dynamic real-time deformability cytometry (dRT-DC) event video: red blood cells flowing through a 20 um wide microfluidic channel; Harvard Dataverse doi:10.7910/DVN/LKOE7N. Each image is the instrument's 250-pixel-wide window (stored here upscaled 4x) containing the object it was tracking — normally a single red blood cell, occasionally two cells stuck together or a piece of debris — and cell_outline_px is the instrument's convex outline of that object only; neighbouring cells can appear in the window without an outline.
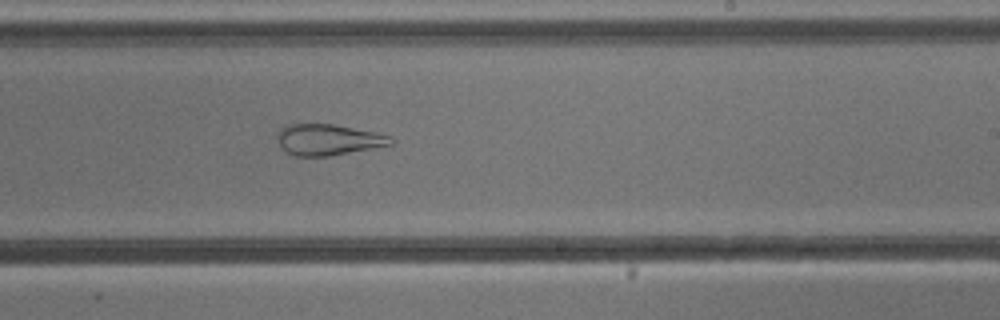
{"species": "common noctule bat (a hibernating species)", "species_latin": "Nyctalus noctula", "temperature_condition": "cold", "stored_images_in_passage": 44, "camera_frame_rate_fps": 3000, "um_per_image_px": 0.085, "animal": {"sex": "male", "body_mass_g": 13.3}, "frame": {"image": 1, "passage_image": 24, "time_ms": 7.667, "image_size_px": [1000, 320], "cell_outline_px": [[392, 144], [328, 156], [296, 156], [288, 152], [280, 144], [276, 136], [288, 124], [332, 124], [376, 132], [388, 136], [392, 140]], "centroid_in_image_um": [27.88, 11.87], "position_along_channel_um": 261.1, "area_um2": 19.94}}
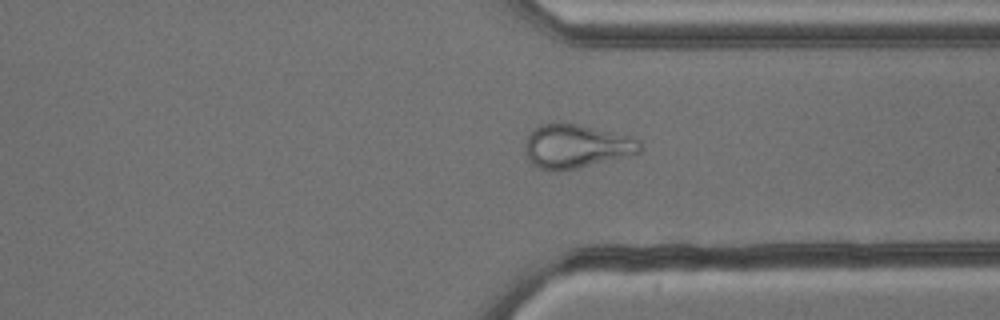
{"frame": {"image": 2, "passage_image": 32, "time_ms": 10.333, "image_size_px": [1000, 320], "cell_outline_px": [[640, 152], [628, 156], [576, 168], [540, 168], [532, 164], [528, 160], [524, 152], [524, 148], [528, 136], [532, 128], [540, 124], [576, 124], [640, 140]], "centroid_in_image_um": [48.92, 12.42], "position_along_channel_um": 362.5, "area_um2": 28.21}}
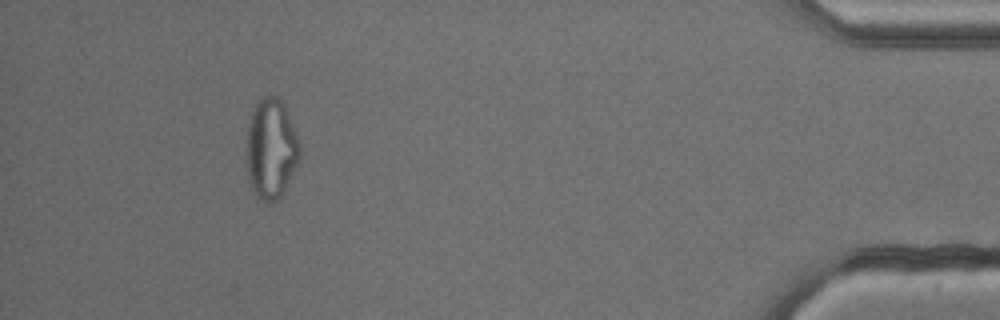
{"frame": {"image": 3, "passage_image": 41, "time_ms": 13.333, "image_size_px": [1000, 320], "cell_outline_px": [[300, 156], [284, 192], [276, 200], [268, 204], [260, 200], [256, 196], [248, 180], [248, 124], [252, 108], [264, 96], [280, 96], [284, 104], [296, 132], [300, 144]], "centroid_in_image_um": [23.05, 12.64], "position_along_channel_um": 412.1, "area_um2": 30.98}, "authors_computed_cell_mechanics": {"area_um2": 29.0734, "velocity_mm_per_s": 3.8093, "shape_relaxation_time_tau1_ms": null, "shape_relaxation_time_tau2_ms": 1.8102, "deformation_change_tau1": null, "deformation_change_tau2": 0.1082}}